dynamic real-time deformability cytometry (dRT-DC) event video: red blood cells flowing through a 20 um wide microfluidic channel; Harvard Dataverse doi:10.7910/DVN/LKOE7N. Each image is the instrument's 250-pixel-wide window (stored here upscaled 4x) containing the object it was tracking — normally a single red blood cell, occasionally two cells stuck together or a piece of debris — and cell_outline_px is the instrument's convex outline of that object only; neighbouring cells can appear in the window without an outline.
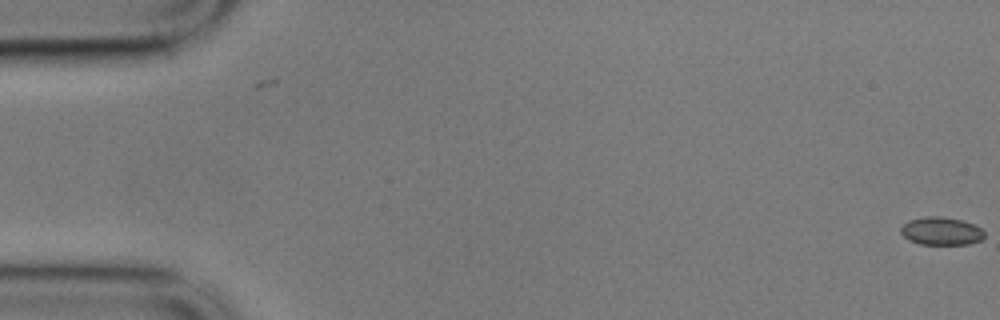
{"species": "common noctule bat (a hibernating species)", "species_latin": "Nyctalus noctula", "temperature_condition": "cold", "stored_images_in_passage": 4, "camera_frame_rate_fps": 3000, "um_per_image_px": 0.085, "animal": {"sex": "male", "body_mass_g": 17.9}, "frame": {"image": 1, "passage_image": 4, "time_ms": 1.0, "image_size_px": [1000, 320], "cell_outline_px": [[984, 236], [980, 240], [968, 244], [920, 244], [908, 240], [900, 232], [900, 228], [908, 220], [928, 216], [940, 216], [960, 220], [972, 224], [980, 228], [984, 232]], "centroid_in_image_um": [79.97, 19.64], "position_along_channel_um": 5.0, "area_um2": 13.47}}